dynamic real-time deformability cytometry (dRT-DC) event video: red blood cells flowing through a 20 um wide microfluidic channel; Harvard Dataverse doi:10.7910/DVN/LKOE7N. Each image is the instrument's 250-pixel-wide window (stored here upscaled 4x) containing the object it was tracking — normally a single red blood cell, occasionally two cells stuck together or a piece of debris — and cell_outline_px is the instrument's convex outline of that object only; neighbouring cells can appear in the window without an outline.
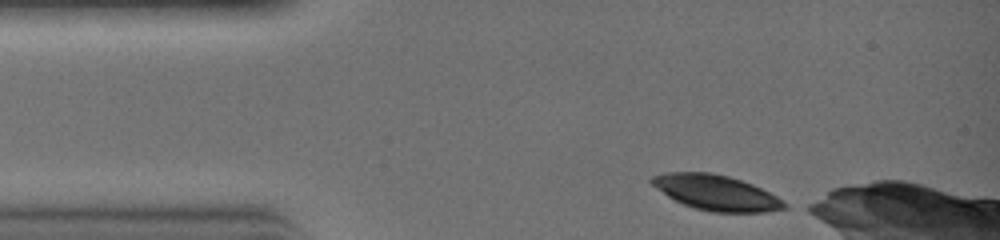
{"species": "common noctule bat (a hibernating species)", "species_latin": "Nyctalus noctula", "temperature_condition": "warm", "stored_images_in_passage": 2, "camera_frame_rate_fps": 3000, "um_per_image_px": 0.085, "animal": {"sex": "female", "body_mass_g": 19.0, "forearm_length_mm": 51.5}, "frame": {"image": 1, "passage_image": 1, "time_ms": 0.0, "image_size_px": [1000, 240], "cell_outline_px": [[788, 208], [764, 212], [712, 212], [696, 208], [684, 204], [668, 196], [656, 188], [648, 180], [652, 176], [668, 172], [712, 172], [728, 176], [752, 184], [776, 196], [788, 204]], "centroid_in_image_um": [60.87, 16.37], "position_along_channel_um": 24.1, "area_um2": 27.05}}